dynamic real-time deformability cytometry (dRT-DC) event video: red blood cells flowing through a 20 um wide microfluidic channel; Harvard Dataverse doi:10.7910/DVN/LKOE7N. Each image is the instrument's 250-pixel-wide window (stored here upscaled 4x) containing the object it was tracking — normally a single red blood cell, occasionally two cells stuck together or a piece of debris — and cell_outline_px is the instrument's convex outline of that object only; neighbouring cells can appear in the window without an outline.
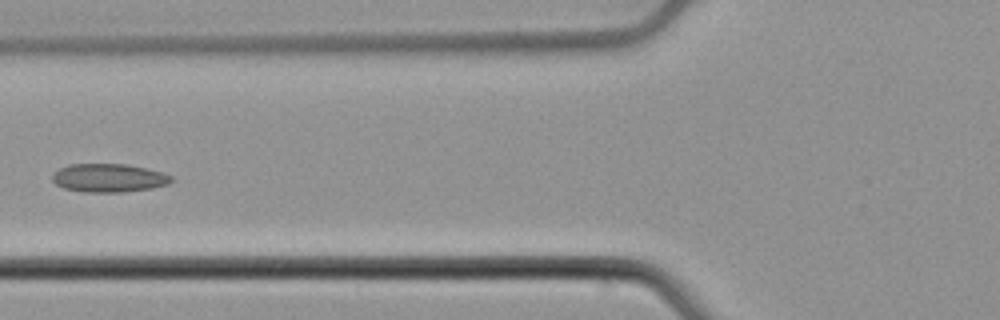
{"species": "common noctule bat (a hibernating species)", "species_latin": "Nyctalus noctula", "temperature_condition": "cold", "stored_images_in_passage": 5, "camera_frame_rate_fps": 3000, "um_per_image_px": 0.085, "animal": {"sex": "male", "body_mass_g": 21.5, "forearm_length_mm": 52.0}, "frame": {"image": 1, "passage_image": 4, "time_ms": 1.0, "image_size_px": [1000, 320], "cell_outline_px": [[172, 180], [168, 184], [152, 188], [124, 192], [84, 192], [64, 188], [56, 184], [52, 180], [52, 176], [60, 168], [68, 164], [128, 164], [160, 172], [172, 176]], "centroid_in_image_um": [9.23, 15.13], "position_along_channel_um": 116.6, "area_um2": 19.59}}
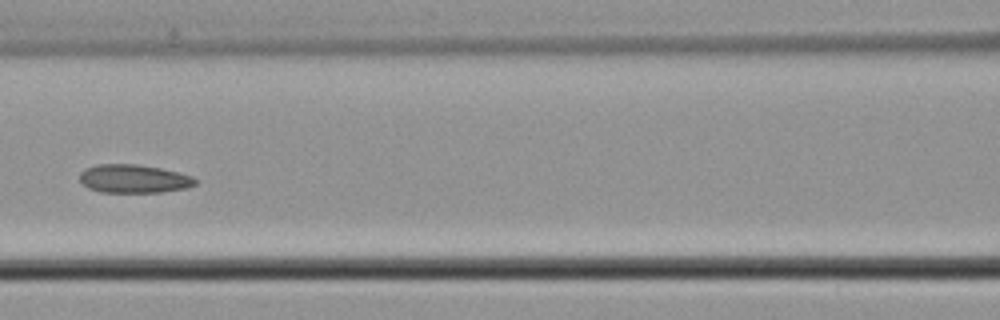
{"frame": {"image": 2, "passage_image": 5, "time_ms": 1.333, "image_size_px": [1000, 320], "cell_outline_px": [[196, 184], [188, 188], [160, 192], [100, 192], [88, 188], [80, 180], [80, 172], [84, 168], [96, 164], [136, 164], [160, 168], [192, 176], [196, 180]], "centroid_in_image_um": [11.35, 15.19], "position_along_channel_um": 155.3, "area_um2": 19.13}}